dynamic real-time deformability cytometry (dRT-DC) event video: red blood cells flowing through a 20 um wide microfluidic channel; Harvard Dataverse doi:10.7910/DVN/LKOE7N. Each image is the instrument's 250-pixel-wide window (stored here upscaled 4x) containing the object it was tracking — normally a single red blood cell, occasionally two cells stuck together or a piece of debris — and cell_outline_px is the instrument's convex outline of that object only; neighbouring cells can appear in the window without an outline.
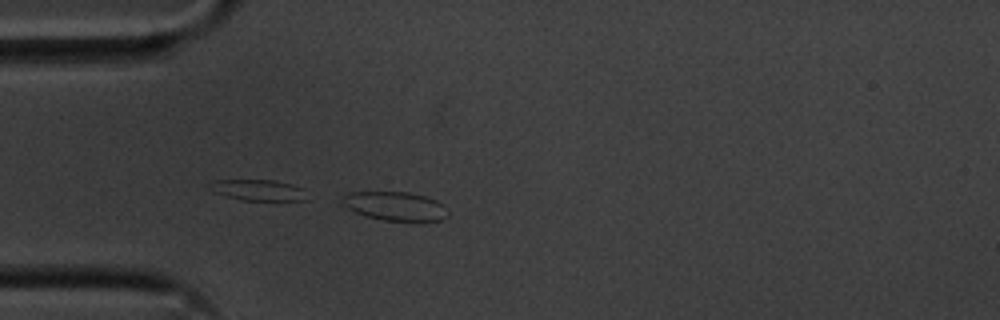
{"species": "common noctule bat (a hibernating species)", "species_latin": "Nyctalus noctula", "temperature_condition": "cold", "stored_images_in_passage": 10, "camera_frame_rate_fps": 3000, "um_per_image_px": 0.085, "animal": {"sex": "male", "body_mass_g": 20.1, "forearm_length_mm": 53.5}, "frame": {"image": 1, "passage_image": 5, "time_ms": 1.333, "image_size_px": [1000, 320], "cell_outline_px": [[448, 216], [440, 220], [420, 224], [412, 224], [384, 220], [368, 216], [356, 212], [348, 208], [340, 200], [348, 192], [408, 192], [428, 196], [444, 204], [448, 208]], "centroid_in_image_um": [33.71, 17.56], "position_along_channel_um": 51.3, "area_um2": 18.55}}
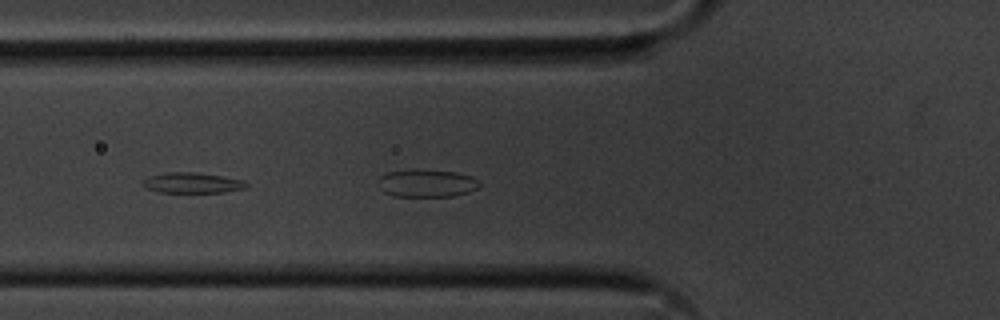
{"frame": {"image": 2, "passage_image": 9, "time_ms": 2.667, "image_size_px": [1000, 320], "cell_outline_px": [[248, 184], [244, 188], [224, 192], [160, 192], [148, 188], [144, 184], [144, 180], [148, 176], [168, 172], [196, 172], [244, 180]], "centroid_in_image_um": [16.36, 15.53], "position_along_channel_um": 109.4, "area_um2": 12.08}}